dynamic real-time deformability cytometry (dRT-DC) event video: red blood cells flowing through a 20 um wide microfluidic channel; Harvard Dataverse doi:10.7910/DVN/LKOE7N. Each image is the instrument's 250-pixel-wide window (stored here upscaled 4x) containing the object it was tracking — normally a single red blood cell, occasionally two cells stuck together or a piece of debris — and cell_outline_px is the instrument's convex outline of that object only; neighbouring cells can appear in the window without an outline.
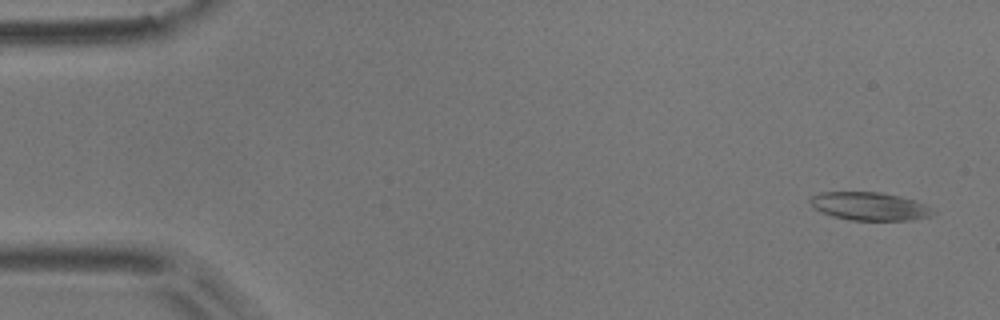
{"species": "common noctule bat (a hibernating species)", "species_latin": "Nyctalus noctula", "temperature_condition": "room temperature", "stored_images_in_passage": 8, "camera_frame_rate_fps": 3000, "um_per_image_px": 0.085, "animal": {"sex": "male", "body_mass_g": 17.9}, "frame": {"image": 1, "passage_image": 1, "time_ms": 0.0, "image_size_px": [1000, 320], "cell_outline_px": [[936, 212], [928, 216], [912, 220], [848, 220], [832, 216], [820, 212], [808, 200], [812, 196], [820, 192], [880, 192], [900, 196], [916, 200], [932, 208]], "centroid_in_image_um": [73.91, 17.53], "position_along_channel_um": 11.1, "area_um2": 20.17}}
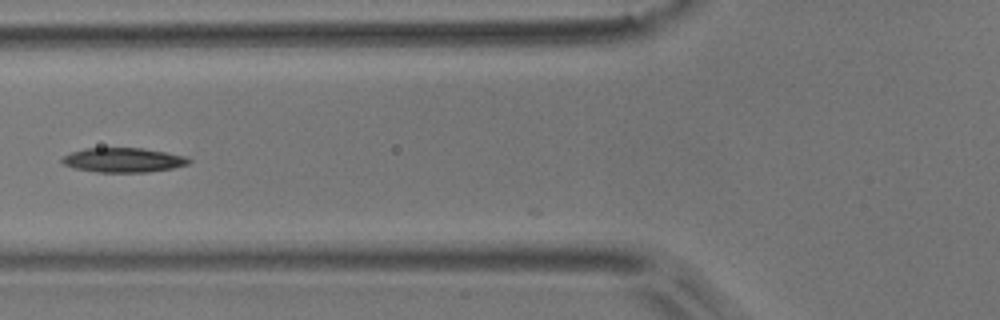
{"frame": {"image": 2, "passage_image": 6, "time_ms": 1.667, "image_size_px": [1000, 320], "cell_outline_px": [[192, 160], [188, 164], [172, 168], [148, 172], [96, 172], [76, 168], [64, 164], [60, 160], [64, 156], [72, 152], [84, 148], [140, 148], [164, 152], [184, 156]], "centroid_in_image_um": [10.47, 13.6], "position_along_channel_um": 115.3, "area_um2": 17.86}}
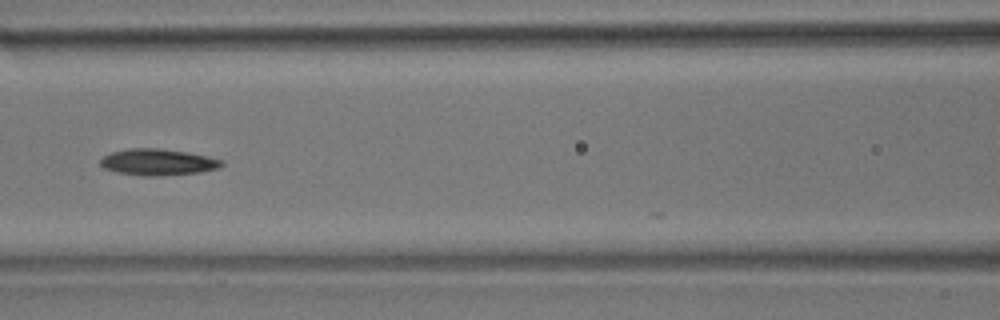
{"frame": {"image": 3, "passage_image": 7, "time_ms": 2.0, "image_size_px": [1000, 320], "cell_outline_px": [[224, 164], [220, 168], [200, 172], [156, 176], [144, 176], [116, 172], [104, 168], [100, 164], [100, 160], [104, 156], [112, 152], [128, 148], [156, 148], [184, 152], [208, 156], [224, 160]], "centroid_in_image_um": [13.43, 13.78], "position_along_channel_um": 153.2, "area_um2": 18.61}}